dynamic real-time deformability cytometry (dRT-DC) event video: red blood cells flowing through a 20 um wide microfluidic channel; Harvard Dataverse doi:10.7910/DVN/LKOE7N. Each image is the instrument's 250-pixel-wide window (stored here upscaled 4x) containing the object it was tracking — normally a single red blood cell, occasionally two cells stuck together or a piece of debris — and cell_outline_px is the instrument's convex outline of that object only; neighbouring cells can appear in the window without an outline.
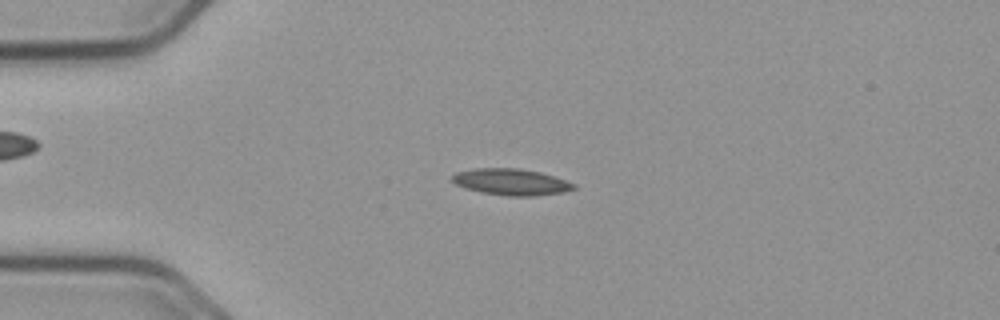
{"species": "common noctule bat (a hibernating species)", "species_latin": "Nyctalus noctula", "temperature_condition": "cold", "stored_images_in_passage": 55, "camera_frame_rate_fps": 3000, "um_per_image_px": 0.085, "animal": {"sex": "male", "body_mass_g": 23.1, "forearm_length_mm": 52.7}, "frame": {"image": 1, "passage_image": 13, "time_ms": 4.0, "image_size_px": [1000, 320], "cell_outline_px": [[576, 188], [564, 192], [532, 196], [508, 196], [480, 192], [456, 184], [452, 180], [452, 176], [456, 172], [476, 168], [516, 168], [540, 172], [576, 184]], "centroid_in_image_um": [43.45, 15.47], "position_along_channel_um": 41.5, "area_um2": 18.5}}
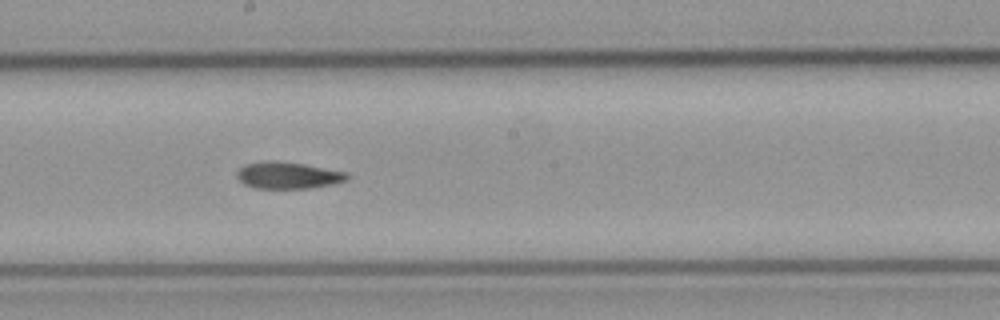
{"frame": {"image": 2, "passage_image": 30, "time_ms": 9.667, "image_size_px": [1000, 320], "cell_outline_px": [[348, 176], [344, 180], [332, 184], [308, 188], [256, 188], [244, 184], [236, 176], [236, 172], [244, 164], [268, 160], [272, 160], [304, 164], [348, 172]], "centroid_in_image_um": [24.44, 14.89], "position_along_channel_um": 223.8, "area_um2": 17.05}}
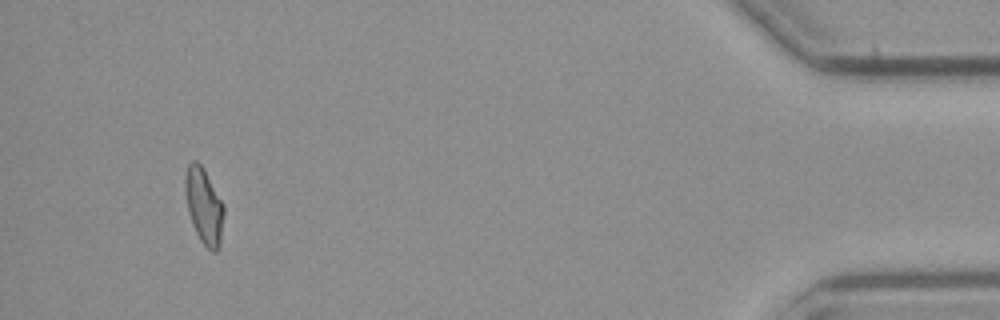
{"frame": {"image": 3, "passage_image": 52, "time_ms": 17.0, "image_size_px": [1000, 320], "cell_outline_px": [[224, 212], [220, 248], [216, 252], [212, 252], [200, 240], [192, 224], [188, 212], [184, 188], [184, 176], [188, 164], [192, 160], [196, 160], [204, 168], [224, 204]], "centroid_in_image_um": [17.33, 17.49], "position_along_channel_um": 417.9, "area_um2": 17.4}, "authors_computed_cell_mechanics": {"area_um2": 17.2822, "velocity_mm_per_s": 3.6724, "shape_relaxation_time_tau1_ms": null, "shape_relaxation_time_tau2_ms": 6.6357, "deformation_change_tau1": null, "deformation_change_tau2": 0.1275}}